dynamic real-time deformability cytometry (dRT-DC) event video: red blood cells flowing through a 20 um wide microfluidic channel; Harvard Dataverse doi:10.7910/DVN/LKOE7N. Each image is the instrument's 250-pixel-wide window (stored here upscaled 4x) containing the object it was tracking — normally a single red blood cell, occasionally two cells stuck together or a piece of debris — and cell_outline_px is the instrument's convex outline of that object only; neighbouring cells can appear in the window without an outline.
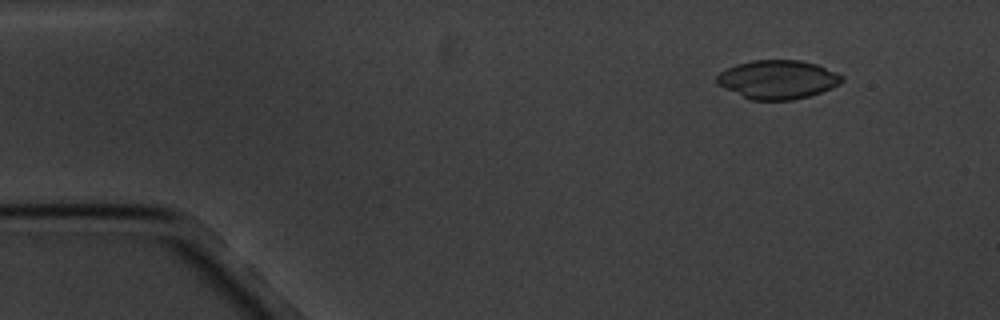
{"species": "common noctule bat (a hibernating species)", "species_latin": "Nyctalus noctula", "temperature_condition": "cold", "stored_images_in_passage": 4, "camera_frame_rate_fps": 3000, "um_per_image_px": 0.085, "animal": {"sex": "male", "body_mass_g": 20.1, "forearm_length_mm": 53.5}, "frame": {"image": 1, "passage_image": 2, "time_ms": 1.333, "image_size_px": [1000, 320], "cell_outline_px": [[844, 80], [840, 84], [832, 88], [808, 96], [792, 100], [752, 100], [724, 88], [716, 84], [716, 76], [720, 72], [736, 64], [752, 60], [800, 60], [816, 64], [836, 72], [844, 76]], "centroid_in_image_um": [66.11, 6.75], "position_along_channel_um": 18.9, "area_um2": 28.26}}